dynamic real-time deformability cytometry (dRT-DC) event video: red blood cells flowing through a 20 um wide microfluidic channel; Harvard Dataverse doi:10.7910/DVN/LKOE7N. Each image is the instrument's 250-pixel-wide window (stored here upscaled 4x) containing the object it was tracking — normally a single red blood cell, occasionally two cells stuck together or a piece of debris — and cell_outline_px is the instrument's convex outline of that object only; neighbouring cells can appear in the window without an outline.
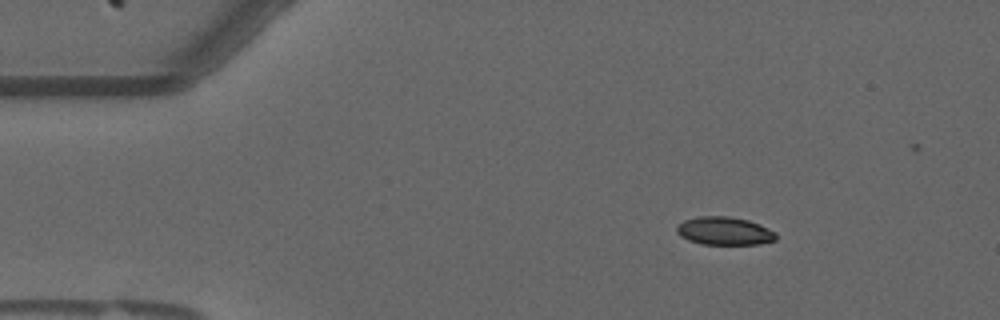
{"species": "common noctule bat (a hibernating species)", "species_latin": "Nyctalus noctula", "temperature_condition": "warm", "stored_images_in_passage": 53, "camera_frame_rate_fps": 3000, "um_per_image_px": 0.085, "animal": {"sex": "male", "forearm_length_mm": 52.5}, "frame": {"image": 1, "passage_image": 4, "time_ms": 1.0, "image_size_px": [1000, 320], "cell_outline_px": [[776, 240], [760, 244], [700, 244], [688, 240], [680, 236], [676, 232], [676, 228], [684, 220], [700, 216], [728, 216], [748, 220], [768, 228], [776, 232]], "centroid_in_image_um": [61.57, 19.64], "position_along_channel_um": 23.4, "area_um2": 16.24}}
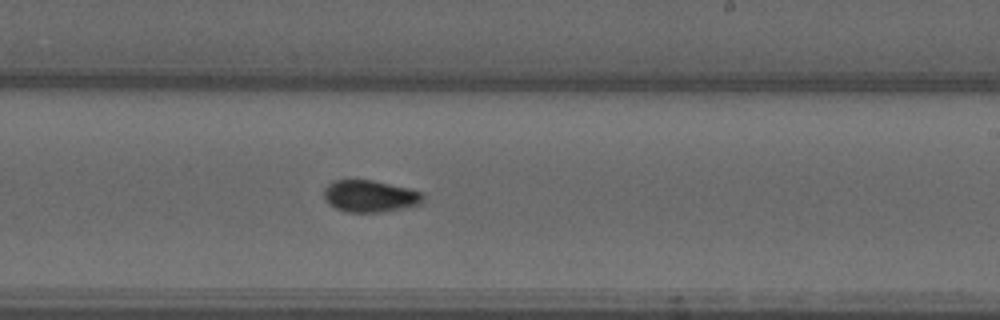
{"frame": {"image": 2, "passage_image": 29, "time_ms": 9.333, "image_size_px": [1000, 320], "cell_outline_px": [[424, 204], [380, 212], [348, 212], [336, 208], [328, 204], [324, 196], [324, 188], [328, 184], [336, 180], [372, 180], [408, 188], [424, 192]], "centroid_in_image_um": [31.49, 16.67], "position_along_channel_um": 257.5, "area_um2": 18.5}}
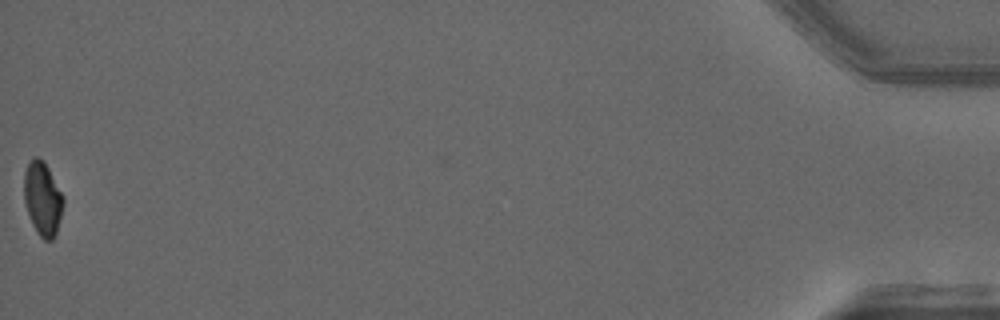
{"frame": {"image": 3, "passage_image": 52, "time_ms": 17.0, "image_size_px": [1000, 320], "cell_outline_px": [[64, 204], [56, 232], [52, 240], [44, 240], [36, 232], [32, 224], [24, 200], [24, 172], [32, 156], [36, 156], [44, 160], [64, 196]], "centroid_in_image_um": [3.62, 16.85], "position_along_channel_um": 431.6, "area_um2": 16.94}, "authors_computed_cell_mechanics": {"area_um2": 17.5712, "velocity_mm_per_s": 3.6557, "shape_relaxation_time_tau1_ms": 10.0943, "shape_relaxation_time_tau2_ms": 1.0637, "deformation_change_tau1": 0.2235, "deformation_change_tau2": 0.0522}}